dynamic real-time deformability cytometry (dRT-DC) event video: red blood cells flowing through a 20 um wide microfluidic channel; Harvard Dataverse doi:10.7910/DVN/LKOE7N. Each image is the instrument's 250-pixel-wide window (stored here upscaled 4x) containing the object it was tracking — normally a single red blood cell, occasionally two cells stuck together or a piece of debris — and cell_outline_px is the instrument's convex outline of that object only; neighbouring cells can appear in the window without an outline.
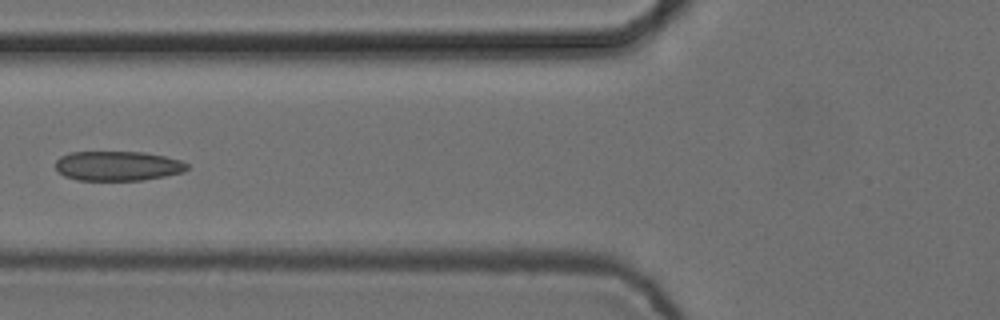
{"species": "common noctule bat (a hibernating species)", "species_latin": "Nyctalus noctula", "temperature_condition": "cold", "stored_images_in_passage": 4, "camera_frame_rate_fps": 3000, "um_per_image_px": 0.085, "animal": {"sex": "female", "body_mass_g": 24.6, "forearm_length_mm": 56.2}, "frame": {"image": 1, "passage_image": 3, "time_ms": 0.667, "image_size_px": [1000, 320], "cell_outline_px": [[188, 168], [184, 172], [144, 180], [76, 180], [64, 176], [56, 168], [56, 160], [60, 156], [68, 152], [144, 152], [164, 156], [180, 160], [188, 164]], "centroid_in_image_um": [10.0, 14.1], "position_along_channel_um": 115.8, "area_um2": 22.77}}
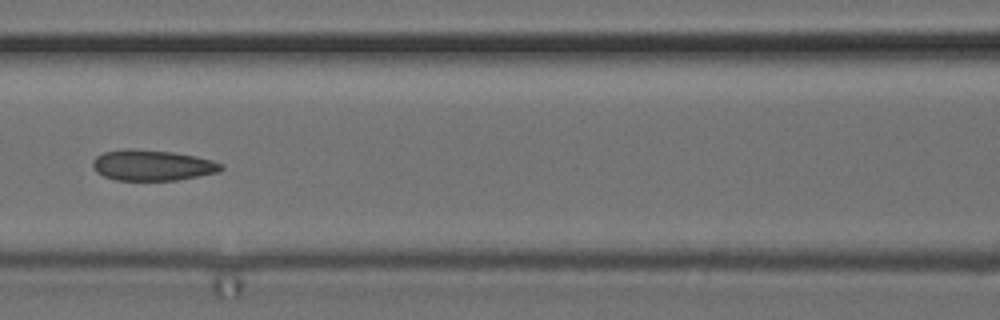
{"frame": {"image": 2, "passage_image": 4, "time_ms": 1.0, "image_size_px": [1000, 320], "cell_outline_px": [[224, 168], [220, 172], [176, 180], [116, 180], [104, 176], [96, 172], [92, 168], [92, 160], [96, 156], [104, 152], [124, 148], [128, 148], [172, 152], [196, 156], [212, 160], [224, 164]], "centroid_in_image_um": [12.94, 14.04], "position_along_channel_um": 153.7, "area_um2": 23.18}}